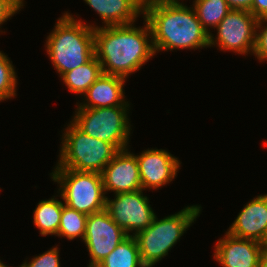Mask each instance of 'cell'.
I'll list each match as a JSON object with an SVG mask.
<instances>
[{
    "mask_svg": "<svg viewBox=\"0 0 267 267\" xmlns=\"http://www.w3.org/2000/svg\"><path fill=\"white\" fill-rule=\"evenodd\" d=\"M134 24L94 26V52L104 74L128 78L155 55L151 28Z\"/></svg>",
    "mask_w": 267,
    "mask_h": 267,
    "instance_id": "1",
    "label": "cell"
},
{
    "mask_svg": "<svg viewBox=\"0 0 267 267\" xmlns=\"http://www.w3.org/2000/svg\"><path fill=\"white\" fill-rule=\"evenodd\" d=\"M155 54L176 49L209 47L210 34L203 28L193 7L180 0L150 1L144 9Z\"/></svg>",
    "mask_w": 267,
    "mask_h": 267,
    "instance_id": "2",
    "label": "cell"
},
{
    "mask_svg": "<svg viewBox=\"0 0 267 267\" xmlns=\"http://www.w3.org/2000/svg\"><path fill=\"white\" fill-rule=\"evenodd\" d=\"M94 24L88 25L65 12L47 36L46 51L56 73L84 65L94 55Z\"/></svg>",
    "mask_w": 267,
    "mask_h": 267,
    "instance_id": "3",
    "label": "cell"
},
{
    "mask_svg": "<svg viewBox=\"0 0 267 267\" xmlns=\"http://www.w3.org/2000/svg\"><path fill=\"white\" fill-rule=\"evenodd\" d=\"M200 205L187 206L181 211L158 220L138 232L134 237L138 243L140 259L145 267H153L168 255L181 236L196 221L201 213Z\"/></svg>",
    "mask_w": 267,
    "mask_h": 267,
    "instance_id": "4",
    "label": "cell"
},
{
    "mask_svg": "<svg viewBox=\"0 0 267 267\" xmlns=\"http://www.w3.org/2000/svg\"><path fill=\"white\" fill-rule=\"evenodd\" d=\"M62 135L59 160L54 168L101 174L119 150L111 143L85 134L72 121Z\"/></svg>",
    "mask_w": 267,
    "mask_h": 267,
    "instance_id": "5",
    "label": "cell"
},
{
    "mask_svg": "<svg viewBox=\"0 0 267 267\" xmlns=\"http://www.w3.org/2000/svg\"><path fill=\"white\" fill-rule=\"evenodd\" d=\"M52 181L59 184L57 193L64 204L86 215L106 209L102 176L95 172H80L68 168H54Z\"/></svg>",
    "mask_w": 267,
    "mask_h": 267,
    "instance_id": "6",
    "label": "cell"
},
{
    "mask_svg": "<svg viewBox=\"0 0 267 267\" xmlns=\"http://www.w3.org/2000/svg\"><path fill=\"white\" fill-rule=\"evenodd\" d=\"M130 105L77 108L72 122L85 134L113 144L119 151L129 147Z\"/></svg>",
    "mask_w": 267,
    "mask_h": 267,
    "instance_id": "7",
    "label": "cell"
},
{
    "mask_svg": "<svg viewBox=\"0 0 267 267\" xmlns=\"http://www.w3.org/2000/svg\"><path fill=\"white\" fill-rule=\"evenodd\" d=\"M257 21L250 11L231 9L217 25V37L210 34L209 47L217 45L221 51L228 50L238 55L253 54Z\"/></svg>",
    "mask_w": 267,
    "mask_h": 267,
    "instance_id": "8",
    "label": "cell"
},
{
    "mask_svg": "<svg viewBox=\"0 0 267 267\" xmlns=\"http://www.w3.org/2000/svg\"><path fill=\"white\" fill-rule=\"evenodd\" d=\"M142 191L118 193L114 199L106 196V210L128 236H135L145 230L156 216L149 198Z\"/></svg>",
    "mask_w": 267,
    "mask_h": 267,
    "instance_id": "9",
    "label": "cell"
},
{
    "mask_svg": "<svg viewBox=\"0 0 267 267\" xmlns=\"http://www.w3.org/2000/svg\"><path fill=\"white\" fill-rule=\"evenodd\" d=\"M127 237L106 209L88 215L83 239L90 255L88 267H97Z\"/></svg>",
    "mask_w": 267,
    "mask_h": 267,
    "instance_id": "10",
    "label": "cell"
},
{
    "mask_svg": "<svg viewBox=\"0 0 267 267\" xmlns=\"http://www.w3.org/2000/svg\"><path fill=\"white\" fill-rule=\"evenodd\" d=\"M142 190L159 189L172 182L181 162L164 149H146L136 155Z\"/></svg>",
    "mask_w": 267,
    "mask_h": 267,
    "instance_id": "11",
    "label": "cell"
},
{
    "mask_svg": "<svg viewBox=\"0 0 267 267\" xmlns=\"http://www.w3.org/2000/svg\"><path fill=\"white\" fill-rule=\"evenodd\" d=\"M105 195L134 192L142 189L136 155L128 148L120 150L101 172Z\"/></svg>",
    "mask_w": 267,
    "mask_h": 267,
    "instance_id": "12",
    "label": "cell"
},
{
    "mask_svg": "<svg viewBox=\"0 0 267 267\" xmlns=\"http://www.w3.org/2000/svg\"><path fill=\"white\" fill-rule=\"evenodd\" d=\"M214 248L213 259L222 267H259L266 246L254 240L232 236L226 231Z\"/></svg>",
    "mask_w": 267,
    "mask_h": 267,
    "instance_id": "13",
    "label": "cell"
},
{
    "mask_svg": "<svg viewBox=\"0 0 267 267\" xmlns=\"http://www.w3.org/2000/svg\"><path fill=\"white\" fill-rule=\"evenodd\" d=\"M232 236L267 246V194L248 202L227 230Z\"/></svg>",
    "mask_w": 267,
    "mask_h": 267,
    "instance_id": "14",
    "label": "cell"
},
{
    "mask_svg": "<svg viewBox=\"0 0 267 267\" xmlns=\"http://www.w3.org/2000/svg\"><path fill=\"white\" fill-rule=\"evenodd\" d=\"M127 79L104 74L83 94L84 101L77 108H102L130 105L125 99L124 86Z\"/></svg>",
    "mask_w": 267,
    "mask_h": 267,
    "instance_id": "15",
    "label": "cell"
},
{
    "mask_svg": "<svg viewBox=\"0 0 267 267\" xmlns=\"http://www.w3.org/2000/svg\"><path fill=\"white\" fill-rule=\"evenodd\" d=\"M97 12L106 26L128 25L143 12L131 0H84Z\"/></svg>",
    "mask_w": 267,
    "mask_h": 267,
    "instance_id": "16",
    "label": "cell"
},
{
    "mask_svg": "<svg viewBox=\"0 0 267 267\" xmlns=\"http://www.w3.org/2000/svg\"><path fill=\"white\" fill-rule=\"evenodd\" d=\"M103 73L100 62L94 55L87 63L76 67L61 76L70 92L81 96Z\"/></svg>",
    "mask_w": 267,
    "mask_h": 267,
    "instance_id": "17",
    "label": "cell"
},
{
    "mask_svg": "<svg viewBox=\"0 0 267 267\" xmlns=\"http://www.w3.org/2000/svg\"><path fill=\"white\" fill-rule=\"evenodd\" d=\"M65 204L55 196L39 201L34 210L33 223L41 236L58 234L62 208Z\"/></svg>",
    "mask_w": 267,
    "mask_h": 267,
    "instance_id": "18",
    "label": "cell"
},
{
    "mask_svg": "<svg viewBox=\"0 0 267 267\" xmlns=\"http://www.w3.org/2000/svg\"><path fill=\"white\" fill-rule=\"evenodd\" d=\"M97 267H145L135 237L124 239Z\"/></svg>",
    "mask_w": 267,
    "mask_h": 267,
    "instance_id": "19",
    "label": "cell"
},
{
    "mask_svg": "<svg viewBox=\"0 0 267 267\" xmlns=\"http://www.w3.org/2000/svg\"><path fill=\"white\" fill-rule=\"evenodd\" d=\"M192 5L198 20L209 34L210 28H216L231 10L226 0H194Z\"/></svg>",
    "mask_w": 267,
    "mask_h": 267,
    "instance_id": "20",
    "label": "cell"
},
{
    "mask_svg": "<svg viewBox=\"0 0 267 267\" xmlns=\"http://www.w3.org/2000/svg\"><path fill=\"white\" fill-rule=\"evenodd\" d=\"M87 217L88 215L64 205L57 236L66 237L67 240H73L80 237L83 241L86 233Z\"/></svg>",
    "mask_w": 267,
    "mask_h": 267,
    "instance_id": "21",
    "label": "cell"
},
{
    "mask_svg": "<svg viewBox=\"0 0 267 267\" xmlns=\"http://www.w3.org/2000/svg\"><path fill=\"white\" fill-rule=\"evenodd\" d=\"M17 75L12 61L0 51V102L16 96Z\"/></svg>",
    "mask_w": 267,
    "mask_h": 267,
    "instance_id": "22",
    "label": "cell"
},
{
    "mask_svg": "<svg viewBox=\"0 0 267 267\" xmlns=\"http://www.w3.org/2000/svg\"><path fill=\"white\" fill-rule=\"evenodd\" d=\"M57 246L45 251L39 256H35L31 261L25 262L21 265L22 267H60V254Z\"/></svg>",
    "mask_w": 267,
    "mask_h": 267,
    "instance_id": "23",
    "label": "cell"
},
{
    "mask_svg": "<svg viewBox=\"0 0 267 267\" xmlns=\"http://www.w3.org/2000/svg\"><path fill=\"white\" fill-rule=\"evenodd\" d=\"M267 17L258 19L256 27V42L253 55L257 59L267 61ZM266 24V25H265ZM264 25V26H263Z\"/></svg>",
    "mask_w": 267,
    "mask_h": 267,
    "instance_id": "24",
    "label": "cell"
},
{
    "mask_svg": "<svg viewBox=\"0 0 267 267\" xmlns=\"http://www.w3.org/2000/svg\"><path fill=\"white\" fill-rule=\"evenodd\" d=\"M24 6V0H0V28ZM1 32V31H0Z\"/></svg>",
    "mask_w": 267,
    "mask_h": 267,
    "instance_id": "25",
    "label": "cell"
},
{
    "mask_svg": "<svg viewBox=\"0 0 267 267\" xmlns=\"http://www.w3.org/2000/svg\"><path fill=\"white\" fill-rule=\"evenodd\" d=\"M251 13L257 19L267 17V0H253Z\"/></svg>",
    "mask_w": 267,
    "mask_h": 267,
    "instance_id": "26",
    "label": "cell"
},
{
    "mask_svg": "<svg viewBox=\"0 0 267 267\" xmlns=\"http://www.w3.org/2000/svg\"><path fill=\"white\" fill-rule=\"evenodd\" d=\"M230 9L247 10L251 12L253 0H226Z\"/></svg>",
    "mask_w": 267,
    "mask_h": 267,
    "instance_id": "27",
    "label": "cell"
},
{
    "mask_svg": "<svg viewBox=\"0 0 267 267\" xmlns=\"http://www.w3.org/2000/svg\"><path fill=\"white\" fill-rule=\"evenodd\" d=\"M142 12H144L145 6L149 3V0H131Z\"/></svg>",
    "mask_w": 267,
    "mask_h": 267,
    "instance_id": "28",
    "label": "cell"
},
{
    "mask_svg": "<svg viewBox=\"0 0 267 267\" xmlns=\"http://www.w3.org/2000/svg\"><path fill=\"white\" fill-rule=\"evenodd\" d=\"M259 267H267V246L261 254Z\"/></svg>",
    "mask_w": 267,
    "mask_h": 267,
    "instance_id": "29",
    "label": "cell"
},
{
    "mask_svg": "<svg viewBox=\"0 0 267 267\" xmlns=\"http://www.w3.org/2000/svg\"><path fill=\"white\" fill-rule=\"evenodd\" d=\"M0 267H9L8 265L4 264L1 260H0Z\"/></svg>",
    "mask_w": 267,
    "mask_h": 267,
    "instance_id": "30",
    "label": "cell"
}]
</instances>
